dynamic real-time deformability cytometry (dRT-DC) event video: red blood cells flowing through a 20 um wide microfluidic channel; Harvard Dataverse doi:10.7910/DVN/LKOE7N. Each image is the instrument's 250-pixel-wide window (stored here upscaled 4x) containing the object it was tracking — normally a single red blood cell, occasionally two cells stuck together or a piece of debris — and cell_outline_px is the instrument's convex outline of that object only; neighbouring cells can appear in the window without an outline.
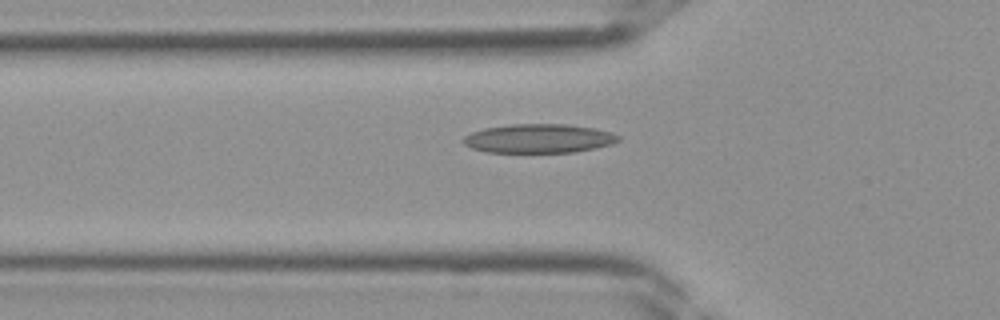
{"species": "Egyptian fruit bat (a non-hibernating species)", "species_latin": "Rousettus aegyptiacus", "temperature_condition": "room temperature", "stored_images_in_passage": 32, "camera_frame_rate_fps": 3000, "um_per_image_px": 0.085, "frame": {"image": 1, "passage_image": 8, "time_ms": 2.333, "image_size_px": [1000, 320], "cell_outline_px": [[620, 140], [612, 144], [596, 148], [572, 152], [484, 152], [472, 148], [464, 144], [460, 140], [464, 136], [472, 132], [484, 128], [512, 124], [564, 124], [596, 128], [612, 132], [620, 136]], "centroid_in_image_um": [45.8, 11.77], "position_along_channel_um": 80.0, "area_um2": 26.3}}
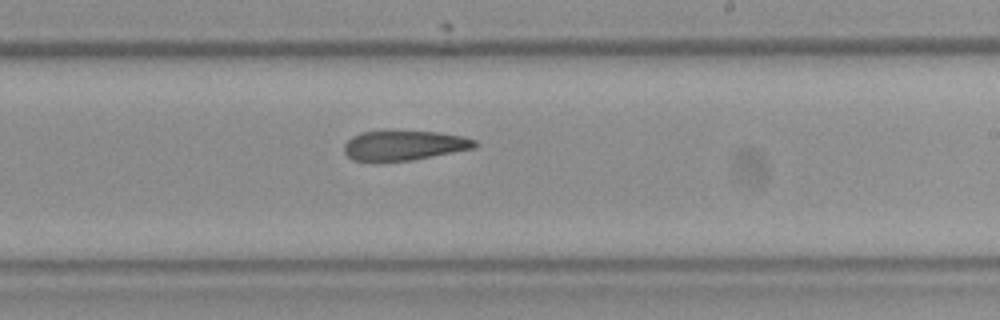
{"frame": {"image": 2, "passage_image": 18, "time_ms": 5.667, "image_size_px": [1000, 320], "cell_outline_px": [[480, 144], [476, 148], [412, 160], [380, 164], [376, 164], [352, 160], [344, 152], [344, 144], [352, 136], [360, 132], [384, 128], [392, 128], [440, 132], [464, 136], [476, 140]], "centroid_in_image_um": [34.3, 12.34], "position_along_channel_um": 254.7, "area_um2": 24.57}}
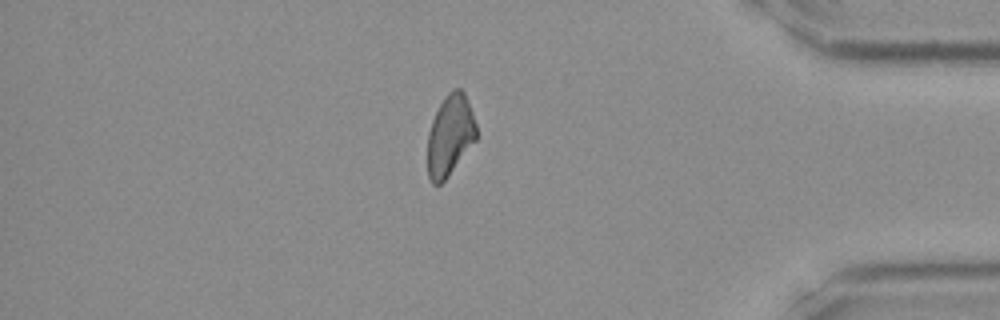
{"frame": {"image": 3, "passage_image": 28, "time_ms": 9.0, "image_size_px": [1000, 320], "cell_outline_px": [[476, 140], [448, 176], [440, 184], [432, 184], [428, 176], [428, 132], [432, 120], [444, 96], [452, 88], [460, 88], [464, 92], [472, 112], [476, 124]], "centroid_in_image_um": [38.25, 11.49], "position_along_channel_um": 397.0, "area_um2": 22.89}}